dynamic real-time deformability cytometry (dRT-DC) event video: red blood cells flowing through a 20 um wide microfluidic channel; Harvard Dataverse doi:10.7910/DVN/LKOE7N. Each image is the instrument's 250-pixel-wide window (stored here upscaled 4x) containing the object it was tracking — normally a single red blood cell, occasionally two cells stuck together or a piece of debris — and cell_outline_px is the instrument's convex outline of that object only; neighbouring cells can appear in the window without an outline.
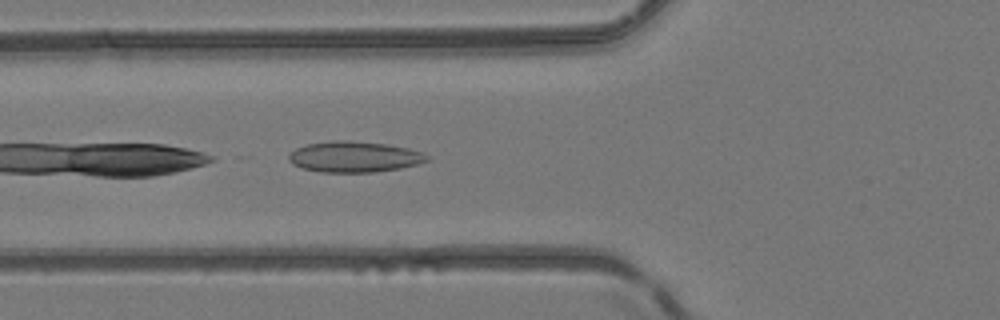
{"species": "common noctule bat (a hibernating species)", "species_latin": "Nyctalus noctula", "temperature_condition": "room temperature", "stored_images_in_passage": 21, "camera_frame_rate_fps": 3000, "um_per_image_px": 0.085, "animal": {"sex": "female", "body_mass_g": 24.6, "forearm_length_mm": 56.2}, "frame": {"image": 1, "passage_image": 3, "time_ms": 0.667, "image_size_px": [1000, 320], "cell_outline_px": [[428, 160], [416, 164], [400, 168], [372, 172], [320, 172], [304, 168], [292, 164], [288, 160], [288, 156], [296, 148], [308, 144], [332, 140], [348, 140], [384, 144], [408, 148], [424, 152], [428, 156]], "centroid_in_image_um": [30.1, 13.32], "position_along_channel_um": 95.7, "area_um2": 24.68}}
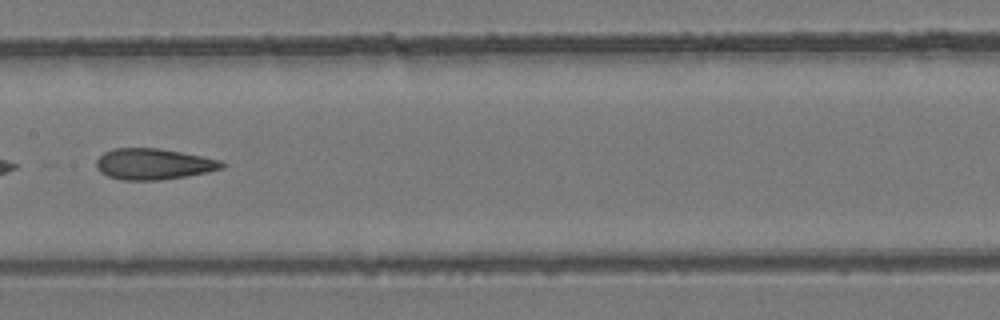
{"frame": {"image": 2, "passage_image": 10, "time_ms": 3.0, "image_size_px": [1000, 320], "cell_outline_px": [[224, 168], [208, 172], [188, 176], [160, 180], [120, 180], [108, 176], [100, 172], [96, 168], [96, 160], [104, 152], [116, 148], [160, 148], [220, 160], [224, 164]], "centroid_in_image_um": [13.03, 13.95], "position_along_channel_um": 194.4, "area_um2": 22.72}}
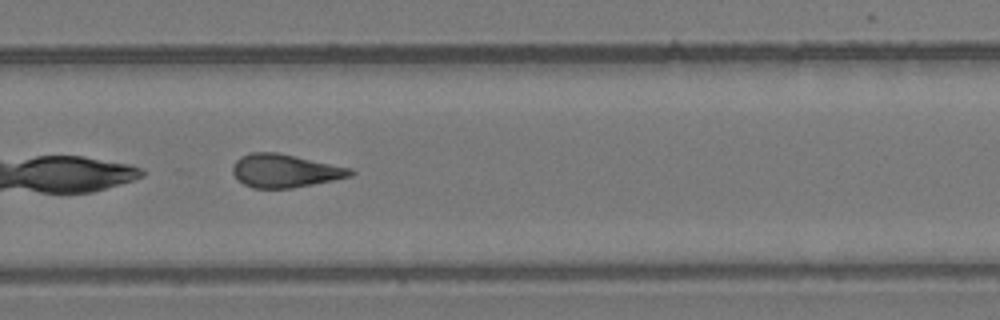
{"frame": {"image": 3, "passage_image": 18, "time_ms": 5.667, "image_size_px": [1000, 320], "cell_outline_px": [[356, 172], [352, 176], [292, 188], [252, 188], [244, 184], [232, 172], [232, 164], [240, 156], [252, 152], [276, 152], [352, 168]], "centroid_in_image_um": [24.22, 14.51], "position_along_channel_um": 305.6, "area_um2": 22.72}}